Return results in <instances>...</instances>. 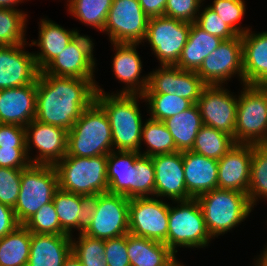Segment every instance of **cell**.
<instances>
[{
    "mask_svg": "<svg viewBox=\"0 0 267 266\" xmlns=\"http://www.w3.org/2000/svg\"><path fill=\"white\" fill-rule=\"evenodd\" d=\"M95 79L63 77L39 72L36 79L35 119L70 130L96 96Z\"/></svg>",
    "mask_w": 267,
    "mask_h": 266,
    "instance_id": "1",
    "label": "cell"
},
{
    "mask_svg": "<svg viewBox=\"0 0 267 266\" xmlns=\"http://www.w3.org/2000/svg\"><path fill=\"white\" fill-rule=\"evenodd\" d=\"M108 193L129 199L155 196V168L151 157L136 151L112 150L107 155Z\"/></svg>",
    "mask_w": 267,
    "mask_h": 266,
    "instance_id": "2",
    "label": "cell"
},
{
    "mask_svg": "<svg viewBox=\"0 0 267 266\" xmlns=\"http://www.w3.org/2000/svg\"><path fill=\"white\" fill-rule=\"evenodd\" d=\"M95 101L106 112L112 132L113 150L136 151L141 150L142 116L138 107L141 94H113L104 92L96 85Z\"/></svg>",
    "mask_w": 267,
    "mask_h": 266,
    "instance_id": "3",
    "label": "cell"
},
{
    "mask_svg": "<svg viewBox=\"0 0 267 266\" xmlns=\"http://www.w3.org/2000/svg\"><path fill=\"white\" fill-rule=\"evenodd\" d=\"M113 150L111 126L104 109L94 101L68 131L66 156L94 157Z\"/></svg>",
    "mask_w": 267,
    "mask_h": 266,
    "instance_id": "4",
    "label": "cell"
},
{
    "mask_svg": "<svg viewBox=\"0 0 267 266\" xmlns=\"http://www.w3.org/2000/svg\"><path fill=\"white\" fill-rule=\"evenodd\" d=\"M211 238L235 228L251 213L253 207L247 193L235 190L214 189L196 197Z\"/></svg>",
    "mask_w": 267,
    "mask_h": 266,
    "instance_id": "5",
    "label": "cell"
},
{
    "mask_svg": "<svg viewBox=\"0 0 267 266\" xmlns=\"http://www.w3.org/2000/svg\"><path fill=\"white\" fill-rule=\"evenodd\" d=\"M59 188L77 195L108 192L107 155L65 156L55 165Z\"/></svg>",
    "mask_w": 267,
    "mask_h": 266,
    "instance_id": "6",
    "label": "cell"
},
{
    "mask_svg": "<svg viewBox=\"0 0 267 266\" xmlns=\"http://www.w3.org/2000/svg\"><path fill=\"white\" fill-rule=\"evenodd\" d=\"M58 188L55 166L30 164L22 169L20 192L13 208L19 224L23 225L43 205L52 202Z\"/></svg>",
    "mask_w": 267,
    "mask_h": 266,
    "instance_id": "7",
    "label": "cell"
},
{
    "mask_svg": "<svg viewBox=\"0 0 267 266\" xmlns=\"http://www.w3.org/2000/svg\"><path fill=\"white\" fill-rule=\"evenodd\" d=\"M238 95L235 143L265 144L267 142V86L243 85Z\"/></svg>",
    "mask_w": 267,
    "mask_h": 266,
    "instance_id": "8",
    "label": "cell"
},
{
    "mask_svg": "<svg viewBox=\"0 0 267 266\" xmlns=\"http://www.w3.org/2000/svg\"><path fill=\"white\" fill-rule=\"evenodd\" d=\"M168 219L167 246L176 254L177 247L204 248L211 241L202 210L196 198L173 201Z\"/></svg>",
    "mask_w": 267,
    "mask_h": 266,
    "instance_id": "9",
    "label": "cell"
},
{
    "mask_svg": "<svg viewBox=\"0 0 267 266\" xmlns=\"http://www.w3.org/2000/svg\"><path fill=\"white\" fill-rule=\"evenodd\" d=\"M191 23L165 16L150 17L145 42L161 65H175L187 43Z\"/></svg>",
    "mask_w": 267,
    "mask_h": 266,
    "instance_id": "10",
    "label": "cell"
},
{
    "mask_svg": "<svg viewBox=\"0 0 267 266\" xmlns=\"http://www.w3.org/2000/svg\"><path fill=\"white\" fill-rule=\"evenodd\" d=\"M148 21L139 0H113L103 32L109 35L110 43L142 44Z\"/></svg>",
    "mask_w": 267,
    "mask_h": 266,
    "instance_id": "11",
    "label": "cell"
},
{
    "mask_svg": "<svg viewBox=\"0 0 267 266\" xmlns=\"http://www.w3.org/2000/svg\"><path fill=\"white\" fill-rule=\"evenodd\" d=\"M129 202L123 195L98 194L94 215L83 234L101 240L128 234Z\"/></svg>",
    "mask_w": 267,
    "mask_h": 266,
    "instance_id": "12",
    "label": "cell"
},
{
    "mask_svg": "<svg viewBox=\"0 0 267 266\" xmlns=\"http://www.w3.org/2000/svg\"><path fill=\"white\" fill-rule=\"evenodd\" d=\"M170 204L152 197L131 198L129 234L163 242L167 246Z\"/></svg>",
    "mask_w": 267,
    "mask_h": 266,
    "instance_id": "13",
    "label": "cell"
},
{
    "mask_svg": "<svg viewBox=\"0 0 267 266\" xmlns=\"http://www.w3.org/2000/svg\"><path fill=\"white\" fill-rule=\"evenodd\" d=\"M196 73L207 86L224 85L233 75L238 74L243 83V55L241 36L222 43L204 60Z\"/></svg>",
    "mask_w": 267,
    "mask_h": 266,
    "instance_id": "14",
    "label": "cell"
},
{
    "mask_svg": "<svg viewBox=\"0 0 267 266\" xmlns=\"http://www.w3.org/2000/svg\"><path fill=\"white\" fill-rule=\"evenodd\" d=\"M231 93V94H230ZM203 125L233 136L235 141L238 98L220 86H206L197 100Z\"/></svg>",
    "mask_w": 267,
    "mask_h": 266,
    "instance_id": "15",
    "label": "cell"
},
{
    "mask_svg": "<svg viewBox=\"0 0 267 266\" xmlns=\"http://www.w3.org/2000/svg\"><path fill=\"white\" fill-rule=\"evenodd\" d=\"M93 48L92 39L79 33L43 71L54 76L94 79L96 61Z\"/></svg>",
    "mask_w": 267,
    "mask_h": 266,
    "instance_id": "16",
    "label": "cell"
},
{
    "mask_svg": "<svg viewBox=\"0 0 267 266\" xmlns=\"http://www.w3.org/2000/svg\"><path fill=\"white\" fill-rule=\"evenodd\" d=\"M26 152L31 164L55 166L67 154L68 130L32 120L25 127ZM35 146L39 154L30 157V149Z\"/></svg>",
    "mask_w": 267,
    "mask_h": 266,
    "instance_id": "17",
    "label": "cell"
},
{
    "mask_svg": "<svg viewBox=\"0 0 267 266\" xmlns=\"http://www.w3.org/2000/svg\"><path fill=\"white\" fill-rule=\"evenodd\" d=\"M25 45L0 46V90L32 84L39 70L34 53L25 51ZM24 48V49H23Z\"/></svg>",
    "mask_w": 267,
    "mask_h": 266,
    "instance_id": "18",
    "label": "cell"
},
{
    "mask_svg": "<svg viewBox=\"0 0 267 266\" xmlns=\"http://www.w3.org/2000/svg\"><path fill=\"white\" fill-rule=\"evenodd\" d=\"M155 168V196L173 201L192 199L185 185L183 152L160 154L151 157Z\"/></svg>",
    "mask_w": 267,
    "mask_h": 266,
    "instance_id": "19",
    "label": "cell"
},
{
    "mask_svg": "<svg viewBox=\"0 0 267 266\" xmlns=\"http://www.w3.org/2000/svg\"><path fill=\"white\" fill-rule=\"evenodd\" d=\"M252 144H235L218 160V188L248 193Z\"/></svg>",
    "mask_w": 267,
    "mask_h": 266,
    "instance_id": "20",
    "label": "cell"
},
{
    "mask_svg": "<svg viewBox=\"0 0 267 266\" xmlns=\"http://www.w3.org/2000/svg\"><path fill=\"white\" fill-rule=\"evenodd\" d=\"M36 81L29 85L0 90V124L26 127L36 115Z\"/></svg>",
    "mask_w": 267,
    "mask_h": 266,
    "instance_id": "21",
    "label": "cell"
},
{
    "mask_svg": "<svg viewBox=\"0 0 267 266\" xmlns=\"http://www.w3.org/2000/svg\"><path fill=\"white\" fill-rule=\"evenodd\" d=\"M115 55L112 69L118 81L125 87L117 94H143L147 88L148 75L141 76L142 61L136 48L139 44L111 43ZM141 77V78H140Z\"/></svg>",
    "mask_w": 267,
    "mask_h": 266,
    "instance_id": "22",
    "label": "cell"
},
{
    "mask_svg": "<svg viewBox=\"0 0 267 266\" xmlns=\"http://www.w3.org/2000/svg\"><path fill=\"white\" fill-rule=\"evenodd\" d=\"M241 39L243 85L267 86V31L256 34L248 30Z\"/></svg>",
    "mask_w": 267,
    "mask_h": 266,
    "instance_id": "23",
    "label": "cell"
},
{
    "mask_svg": "<svg viewBox=\"0 0 267 266\" xmlns=\"http://www.w3.org/2000/svg\"><path fill=\"white\" fill-rule=\"evenodd\" d=\"M183 167L186 190L192 198L218 188V160L184 151Z\"/></svg>",
    "mask_w": 267,
    "mask_h": 266,
    "instance_id": "24",
    "label": "cell"
},
{
    "mask_svg": "<svg viewBox=\"0 0 267 266\" xmlns=\"http://www.w3.org/2000/svg\"><path fill=\"white\" fill-rule=\"evenodd\" d=\"M72 237L31 233L27 266H63L65 259L72 252Z\"/></svg>",
    "mask_w": 267,
    "mask_h": 266,
    "instance_id": "25",
    "label": "cell"
},
{
    "mask_svg": "<svg viewBox=\"0 0 267 266\" xmlns=\"http://www.w3.org/2000/svg\"><path fill=\"white\" fill-rule=\"evenodd\" d=\"M39 24L38 40H33L29 46L36 45L41 52L34 53L35 63L39 71H42L62 50L79 34L76 30H66L52 20L41 19Z\"/></svg>",
    "mask_w": 267,
    "mask_h": 266,
    "instance_id": "26",
    "label": "cell"
},
{
    "mask_svg": "<svg viewBox=\"0 0 267 266\" xmlns=\"http://www.w3.org/2000/svg\"><path fill=\"white\" fill-rule=\"evenodd\" d=\"M131 266H168L177 257L163 242L127 234Z\"/></svg>",
    "mask_w": 267,
    "mask_h": 266,
    "instance_id": "27",
    "label": "cell"
},
{
    "mask_svg": "<svg viewBox=\"0 0 267 266\" xmlns=\"http://www.w3.org/2000/svg\"><path fill=\"white\" fill-rule=\"evenodd\" d=\"M222 41L223 39L207 33L196 23H191L187 43L175 66L182 70L197 71L203 60L217 49Z\"/></svg>",
    "mask_w": 267,
    "mask_h": 266,
    "instance_id": "28",
    "label": "cell"
},
{
    "mask_svg": "<svg viewBox=\"0 0 267 266\" xmlns=\"http://www.w3.org/2000/svg\"><path fill=\"white\" fill-rule=\"evenodd\" d=\"M173 137L177 151H191L197 133L203 126L201 113L194 103L190 108L162 121Z\"/></svg>",
    "mask_w": 267,
    "mask_h": 266,
    "instance_id": "29",
    "label": "cell"
},
{
    "mask_svg": "<svg viewBox=\"0 0 267 266\" xmlns=\"http://www.w3.org/2000/svg\"><path fill=\"white\" fill-rule=\"evenodd\" d=\"M30 242L31 232L24 225L0 238V266H27Z\"/></svg>",
    "mask_w": 267,
    "mask_h": 266,
    "instance_id": "30",
    "label": "cell"
},
{
    "mask_svg": "<svg viewBox=\"0 0 267 266\" xmlns=\"http://www.w3.org/2000/svg\"><path fill=\"white\" fill-rule=\"evenodd\" d=\"M235 144L233 136L213 127L203 125L197 133L191 151L199 155L219 160L233 146H235Z\"/></svg>",
    "mask_w": 267,
    "mask_h": 266,
    "instance_id": "31",
    "label": "cell"
},
{
    "mask_svg": "<svg viewBox=\"0 0 267 266\" xmlns=\"http://www.w3.org/2000/svg\"><path fill=\"white\" fill-rule=\"evenodd\" d=\"M147 145V151L139 152L141 155L152 157L160 154L177 151L173 137L162 121L148 118L142 126V142Z\"/></svg>",
    "mask_w": 267,
    "mask_h": 266,
    "instance_id": "32",
    "label": "cell"
},
{
    "mask_svg": "<svg viewBox=\"0 0 267 266\" xmlns=\"http://www.w3.org/2000/svg\"><path fill=\"white\" fill-rule=\"evenodd\" d=\"M71 16L82 23L102 31L113 0H68Z\"/></svg>",
    "mask_w": 267,
    "mask_h": 266,
    "instance_id": "33",
    "label": "cell"
},
{
    "mask_svg": "<svg viewBox=\"0 0 267 266\" xmlns=\"http://www.w3.org/2000/svg\"><path fill=\"white\" fill-rule=\"evenodd\" d=\"M248 198L254 208L257 201L267 198V145H253Z\"/></svg>",
    "mask_w": 267,
    "mask_h": 266,
    "instance_id": "34",
    "label": "cell"
},
{
    "mask_svg": "<svg viewBox=\"0 0 267 266\" xmlns=\"http://www.w3.org/2000/svg\"><path fill=\"white\" fill-rule=\"evenodd\" d=\"M149 108L150 118L164 121L190 108L193 103L175 94H142Z\"/></svg>",
    "mask_w": 267,
    "mask_h": 266,
    "instance_id": "35",
    "label": "cell"
},
{
    "mask_svg": "<svg viewBox=\"0 0 267 266\" xmlns=\"http://www.w3.org/2000/svg\"><path fill=\"white\" fill-rule=\"evenodd\" d=\"M27 13L0 8V46L20 45L25 41Z\"/></svg>",
    "mask_w": 267,
    "mask_h": 266,
    "instance_id": "36",
    "label": "cell"
},
{
    "mask_svg": "<svg viewBox=\"0 0 267 266\" xmlns=\"http://www.w3.org/2000/svg\"><path fill=\"white\" fill-rule=\"evenodd\" d=\"M53 203L60 221L61 228L70 236L72 228L78 230V213L81 205V195L64 191L60 188L53 196Z\"/></svg>",
    "mask_w": 267,
    "mask_h": 266,
    "instance_id": "37",
    "label": "cell"
},
{
    "mask_svg": "<svg viewBox=\"0 0 267 266\" xmlns=\"http://www.w3.org/2000/svg\"><path fill=\"white\" fill-rule=\"evenodd\" d=\"M23 225L34 234L68 235L60 226L53 201L43 205Z\"/></svg>",
    "mask_w": 267,
    "mask_h": 266,
    "instance_id": "38",
    "label": "cell"
},
{
    "mask_svg": "<svg viewBox=\"0 0 267 266\" xmlns=\"http://www.w3.org/2000/svg\"><path fill=\"white\" fill-rule=\"evenodd\" d=\"M178 67L161 65L148 74L147 88L143 94H174L177 92Z\"/></svg>",
    "mask_w": 267,
    "mask_h": 266,
    "instance_id": "39",
    "label": "cell"
},
{
    "mask_svg": "<svg viewBox=\"0 0 267 266\" xmlns=\"http://www.w3.org/2000/svg\"><path fill=\"white\" fill-rule=\"evenodd\" d=\"M208 6L239 36L250 30L249 27L243 28L238 24L246 12L244 0H214L213 3Z\"/></svg>",
    "mask_w": 267,
    "mask_h": 266,
    "instance_id": "40",
    "label": "cell"
},
{
    "mask_svg": "<svg viewBox=\"0 0 267 266\" xmlns=\"http://www.w3.org/2000/svg\"><path fill=\"white\" fill-rule=\"evenodd\" d=\"M78 236V241L74 238L71 240L72 252L81 263H94L105 260V240L93 238L83 233Z\"/></svg>",
    "mask_w": 267,
    "mask_h": 266,
    "instance_id": "41",
    "label": "cell"
},
{
    "mask_svg": "<svg viewBox=\"0 0 267 266\" xmlns=\"http://www.w3.org/2000/svg\"><path fill=\"white\" fill-rule=\"evenodd\" d=\"M22 169L0 167V203L14 208L21 185Z\"/></svg>",
    "mask_w": 267,
    "mask_h": 266,
    "instance_id": "42",
    "label": "cell"
},
{
    "mask_svg": "<svg viewBox=\"0 0 267 266\" xmlns=\"http://www.w3.org/2000/svg\"><path fill=\"white\" fill-rule=\"evenodd\" d=\"M195 23L207 33L223 40H229L238 36V34L229 25L224 23L209 6L205 7L202 12H198Z\"/></svg>",
    "mask_w": 267,
    "mask_h": 266,
    "instance_id": "43",
    "label": "cell"
},
{
    "mask_svg": "<svg viewBox=\"0 0 267 266\" xmlns=\"http://www.w3.org/2000/svg\"><path fill=\"white\" fill-rule=\"evenodd\" d=\"M207 85L196 71L182 70L178 67L177 92L179 97L190 100L193 104L200 98L202 90Z\"/></svg>",
    "mask_w": 267,
    "mask_h": 266,
    "instance_id": "44",
    "label": "cell"
},
{
    "mask_svg": "<svg viewBox=\"0 0 267 266\" xmlns=\"http://www.w3.org/2000/svg\"><path fill=\"white\" fill-rule=\"evenodd\" d=\"M204 0H167L164 16L195 23Z\"/></svg>",
    "mask_w": 267,
    "mask_h": 266,
    "instance_id": "45",
    "label": "cell"
},
{
    "mask_svg": "<svg viewBox=\"0 0 267 266\" xmlns=\"http://www.w3.org/2000/svg\"><path fill=\"white\" fill-rule=\"evenodd\" d=\"M104 255L108 266H131L127 253V234L105 240Z\"/></svg>",
    "mask_w": 267,
    "mask_h": 266,
    "instance_id": "46",
    "label": "cell"
},
{
    "mask_svg": "<svg viewBox=\"0 0 267 266\" xmlns=\"http://www.w3.org/2000/svg\"><path fill=\"white\" fill-rule=\"evenodd\" d=\"M0 147L26 148L25 127L0 124Z\"/></svg>",
    "mask_w": 267,
    "mask_h": 266,
    "instance_id": "47",
    "label": "cell"
},
{
    "mask_svg": "<svg viewBox=\"0 0 267 266\" xmlns=\"http://www.w3.org/2000/svg\"><path fill=\"white\" fill-rule=\"evenodd\" d=\"M30 164L26 148L0 147V167L25 169Z\"/></svg>",
    "mask_w": 267,
    "mask_h": 266,
    "instance_id": "48",
    "label": "cell"
},
{
    "mask_svg": "<svg viewBox=\"0 0 267 266\" xmlns=\"http://www.w3.org/2000/svg\"><path fill=\"white\" fill-rule=\"evenodd\" d=\"M97 202V195L82 196L80 211L78 213V232L83 233L90 224L94 215Z\"/></svg>",
    "mask_w": 267,
    "mask_h": 266,
    "instance_id": "49",
    "label": "cell"
},
{
    "mask_svg": "<svg viewBox=\"0 0 267 266\" xmlns=\"http://www.w3.org/2000/svg\"><path fill=\"white\" fill-rule=\"evenodd\" d=\"M19 225L13 208L0 203V238L14 231Z\"/></svg>",
    "mask_w": 267,
    "mask_h": 266,
    "instance_id": "50",
    "label": "cell"
},
{
    "mask_svg": "<svg viewBox=\"0 0 267 266\" xmlns=\"http://www.w3.org/2000/svg\"><path fill=\"white\" fill-rule=\"evenodd\" d=\"M139 3L149 18L164 16L167 0H139Z\"/></svg>",
    "mask_w": 267,
    "mask_h": 266,
    "instance_id": "51",
    "label": "cell"
},
{
    "mask_svg": "<svg viewBox=\"0 0 267 266\" xmlns=\"http://www.w3.org/2000/svg\"><path fill=\"white\" fill-rule=\"evenodd\" d=\"M23 1L24 0H0V8L8 10H20L16 9L14 6Z\"/></svg>",
    "mask_w": 267,
    "mask_h": 266,
    "instance_id": "52",
    "label": "cell"
},
{
    "mask_svg": "<svg viewBox=\"0 0 267 266\" xmlns=\"http://www.w3.org/2000/svg\"><path fill=\"white\" fill-rule=\"evenodd\" d=\"M63 266H82L79 259L74 255L73 252L65 259Z\"/></svg>",
    "mask_w": 267,
    "mask_h": 266,
    "instance_id": "53",
    "label": "cell"
},
{
    "mask_svg": "<svg viewBox=\"0 0 267 266\" xmlns=\"http://www.w3.org/2000/svg\"><path fill=\"white\" fill-rule=\"evenodd\" d=\"M255 266H267V245L263 249V253H261L259 258L255 261Z\"/></svg>",
    "mask_w": 267,
    "mask_h": 266,
    "instance_id": "54",
    "label": "cell"
},
{
    "mask_svg": "<svg viewBox=\"0 0 267 266\" xmlns=\"http://www.w3.org/2000/svg\"><path fill=\"white\" fill-rule=\"evenodd\" d=\"M82 266H108L105 260H100V262L94 263H81Z\"/></svg>",
    "mask_w": 267,
    "mask_h": 266,
    "instance_id": "55",
    "label": "cell"
},
{
    "mask_svg": "<svg viewBox=\"0 0 267 266\" xmlns=\"http://www.w3.org/2000/svg\"><path fill=\"white\" fill-rule=\"evenodd\" d=\"M168 266H185L182 263H180L178 261V259H175L174 261H172Z\"/></svg>",
    "mask_w": 267,
    "mask_h": 266,
    "instance_id": "56",
    "label": "cell"
}]
</instances>
